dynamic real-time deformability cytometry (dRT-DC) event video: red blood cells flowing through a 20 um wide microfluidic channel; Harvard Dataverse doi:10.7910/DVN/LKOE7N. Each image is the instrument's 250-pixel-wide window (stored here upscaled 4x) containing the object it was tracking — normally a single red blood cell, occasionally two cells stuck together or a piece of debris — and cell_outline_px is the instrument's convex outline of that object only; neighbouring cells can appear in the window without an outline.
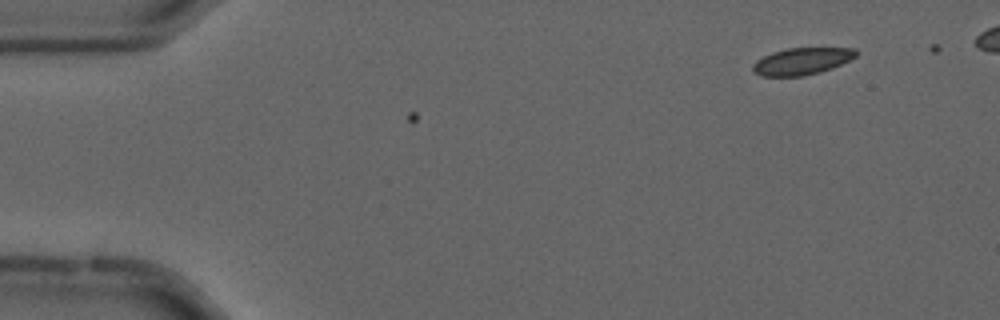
{"species": "common noctule bat (a hibernating species)", "species_latin": "Nyctalus noctula", "temperature_condition": "cold", "stored_images_in_passage": 8, "camera_frame_rate_fps": 3000, "um_per_image_px": 0.085, "animal": {"sex": "male", "forearm_length_mm": 52.5}, "frame": {"image": 1, "passage_image": 8, "time_ms": 2.333, "image_size_px": [1000, 320], "cell_outline_px": [[856, 56], [832, 68], [820, 72], [804, 76], [760, 76], [752, 72], [752, 64], [756, 60], [772, 52], [788, 48], [856, 48]], "centroid_in_image_um": [68.1, 5.21], "position_along_channel_um": 16.9, "area_um2": 16.18}}